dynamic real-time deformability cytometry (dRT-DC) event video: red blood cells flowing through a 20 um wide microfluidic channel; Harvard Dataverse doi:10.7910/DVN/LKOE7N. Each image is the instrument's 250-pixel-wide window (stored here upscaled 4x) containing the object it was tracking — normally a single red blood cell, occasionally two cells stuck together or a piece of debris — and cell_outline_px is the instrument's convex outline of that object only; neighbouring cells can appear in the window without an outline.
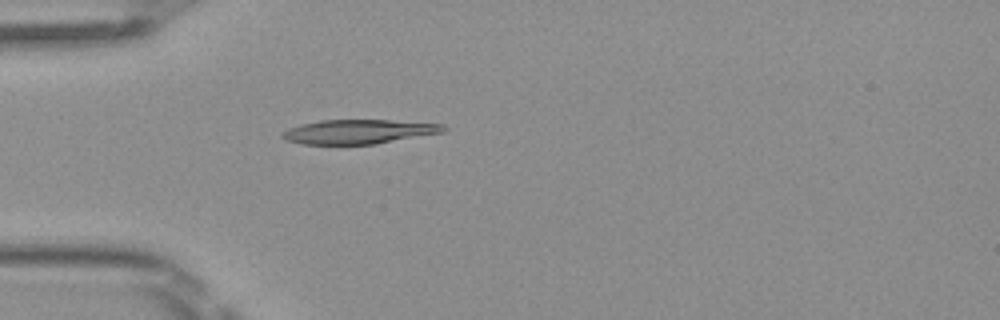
{"species": "Egyptian fruit bat (a non-hibernating species)", "species_latin": "Rousettus aegyptiacus", "temperature_condition": "room temperature", "stored_images_in_passage": 36, "camera_frame_rate_fps": 3000, "um_per_image_px": 0.085, "frame": {"image": 1, "passage_image": 1, "time_ms": 0.0, "image_size_px": [1000, 320], "cell_outline_px": [[448, 128], [444, 132], [376, 144], [304, 144], [288, 140], [280, 136], [280, 132], [288, 128], [300, 124], [320, 120], [392, 120], [444, 124]], "centroid_in_image_um": [30.5, 11.18], "position_along_channel_um": 54.5, "area_um2": 22.89}}
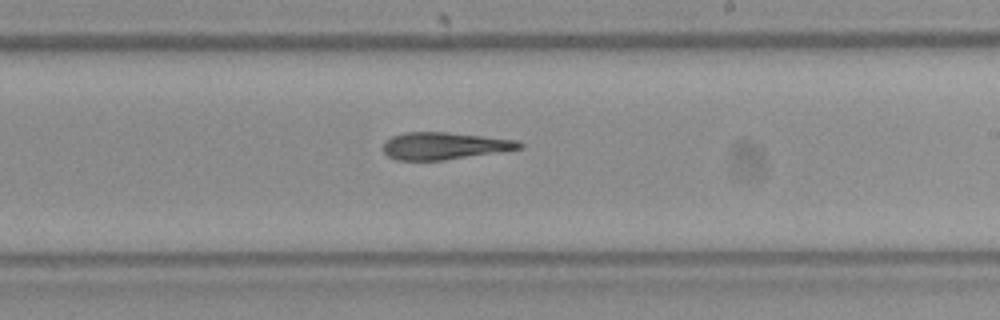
{"frame": {"image": 2, "passage_image": 16, "time_ms": 5.0, "image_size_px": [1000, 320], "cell_outline_px": [[524, 148], [444, 160], [396, 160], [388, 156], [384, 152], [384, 140], [392, 136], [404, 132], [444, 132], [516, 140], [524, 144]], "centroid_in_image_um": [37.73, 12.4], "position_along_channel_um": 251.3, "area_um2": 21.39}}
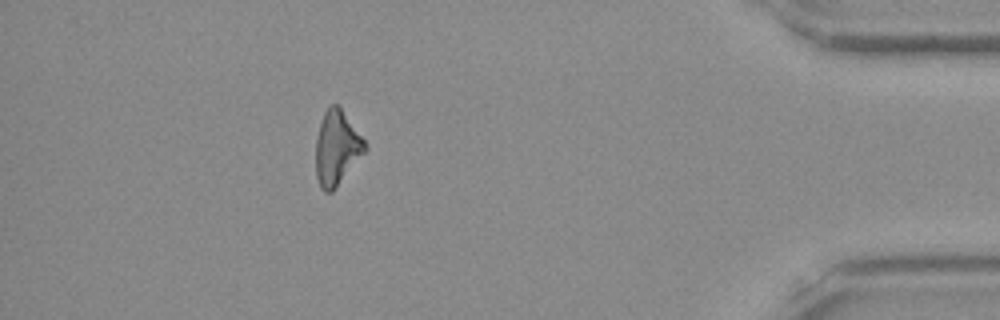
{"frame": {"image": 3, "passage_image": 31, "time_ms": 10.0, "image_size_px": [1000, 320], "cell_outline_px": [[368, 148], [336, 188], [332, 192], [324, 192], [320, 188], [316, 176], [316, 136], [324, 112], [332, 104], [336, 104], [340, 108], [364, 140]], "centroid_in_image_um": [28.61, 12.62], "position_along_channel_um": 406.6, "area_um2": 21.04}}